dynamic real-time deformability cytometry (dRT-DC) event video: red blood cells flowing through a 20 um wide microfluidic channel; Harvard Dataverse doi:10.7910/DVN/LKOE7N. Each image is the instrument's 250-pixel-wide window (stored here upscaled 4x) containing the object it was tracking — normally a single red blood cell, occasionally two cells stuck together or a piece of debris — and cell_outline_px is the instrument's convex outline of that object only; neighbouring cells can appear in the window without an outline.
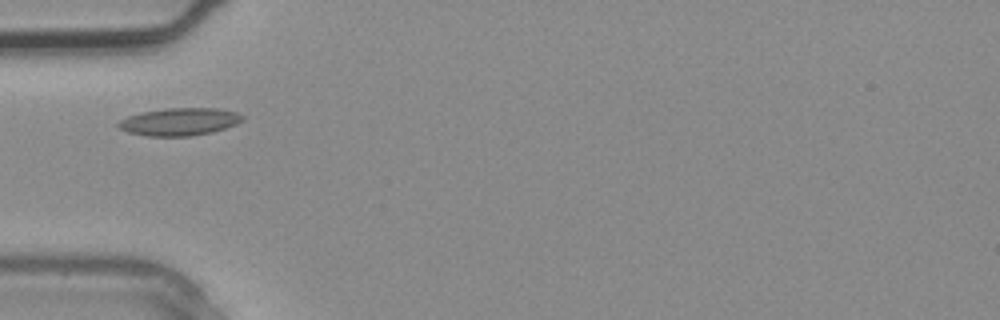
{"species": "common noctule bat (a hibernating species)", "species_latin": "Nyctalus noctula", "temperature_condition": "warm", "stored_images_in_passage": 2, "camera_frame_rate_fps": 3000, "um_per_image_px": 0.085, "animal": {"sex": "male", "body_mass_g": 20.4}, "frame": {"image": 1, "passage_image": 2, "time_ms": 0.333, "image_size_px": [1000, 320], "cell_outline_px": [[244, 120], [236, 124], [212, 132], [192, 136], [148, 136], [128, 132], [120, 128], [116, 124], [120, 120], [128, 116], [140, 112], [164, 108], [216, 108], [236, 112], [244, 116]], "centroid_in_image_um": [15.25, 10.34], "position_along_channel_um": 69.7, "area_um2": 20.0}}